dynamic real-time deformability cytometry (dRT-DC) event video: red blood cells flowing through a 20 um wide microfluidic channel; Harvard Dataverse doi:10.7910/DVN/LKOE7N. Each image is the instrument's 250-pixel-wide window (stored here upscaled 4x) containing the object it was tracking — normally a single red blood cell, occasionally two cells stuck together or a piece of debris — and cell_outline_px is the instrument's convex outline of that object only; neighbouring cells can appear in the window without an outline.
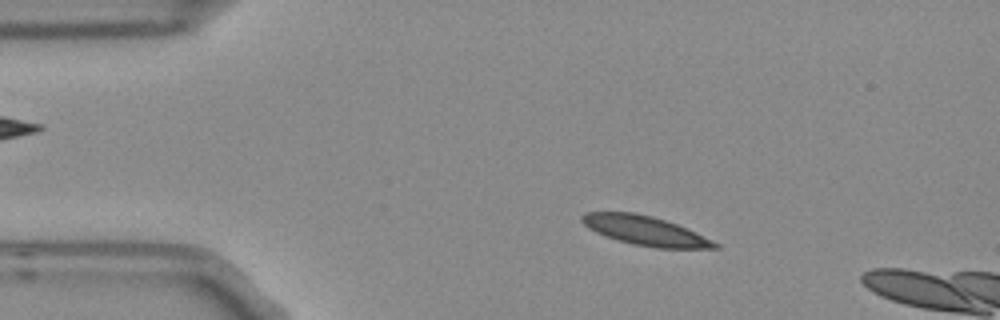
{"species": "Egyptian fruit bat (a non-hibernating species)", "species_latin": "Rousettus aegyptiacus", "temperature_condition": "room temperature", "stored_images_in_passage": 4, "camera_frame_rate_fps": 3000, "um_per_image_px": 0.085, "frame": {"image": 1, "passage_image": 2, "time_ms": 0.333, "image_size_px": [1000, 320], "cell_outline_px": [[720, 248], [656, 248], [632, 244], [616, 240], [604, 236], [588, 228], [580, 220], [580, 216], [584, 212], [636, 212], [652, 216], [676, 224], [696, 232], [720, 244]], "centroid_in_image_um": [54.81, 19.6], "position_along_channel_um": 30.2, "area_um2": 22.77}}